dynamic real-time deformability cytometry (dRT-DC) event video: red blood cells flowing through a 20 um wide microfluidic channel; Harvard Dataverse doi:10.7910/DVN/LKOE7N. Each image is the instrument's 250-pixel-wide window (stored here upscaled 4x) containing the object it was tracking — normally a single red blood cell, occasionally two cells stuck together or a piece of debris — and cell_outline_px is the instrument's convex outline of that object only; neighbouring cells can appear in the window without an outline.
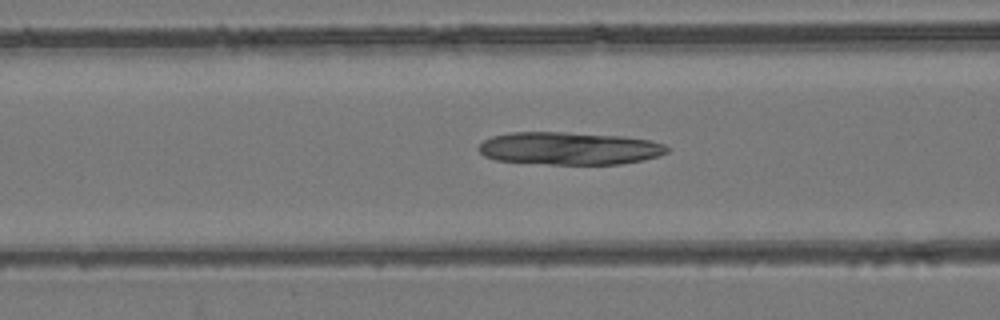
{"species": "common noctule bat (a hibernating species)", "species_latin": "Nyctalus noctula", "temperature_condition": "room temperature", "stored_images_in_passage": 38, "camera_frame_rate_fps": 3000, "um_per_image_px": 0.085, "animal": {"sex": "female", "body_mass_g": 24.6, "forearm_length_mm": 56.2}, "frame": {"image": 1, "passage_image": 6, "time_ms": 1.667, "image_size_px": [1000, 320], "cell_outline_px": [[668, 152], [644, 160], [620, 164], [548, 164], [496, 160], [484, 156], [476, 148], [484, 140], [492, 136], [512, 132], [564, 132], [624, 136], [648, 140], [664, 144], [668, 148]], "centroid_in_image_um": [48.37, 12.61], "position_along_channel_um": 118.2, "area_um2": 35.89}}
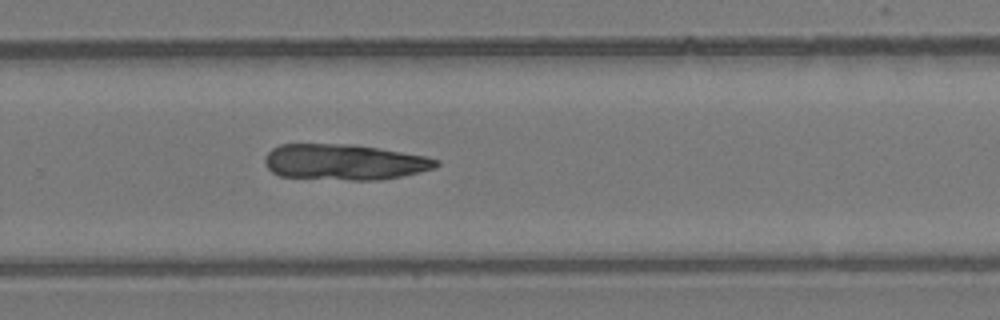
{"frame": {"image": 2, "passage_image": 20, "time_ms": 6.333, "image_size_px": [1000, 320], "cell_outline_px": [[440, 164], [436, 168], [420, 172], [380, 180], [348, 180], [280, 176], [272, 172], [264, 164], [264, 156], [272, 148], [280, 144], [356, 144], [380, 148], [424, 156], [440, 160]], "centroid_in_image_um": [29.26, 13.77], "position_along_channel_um": 300.5, "area_um2": 35.95}}
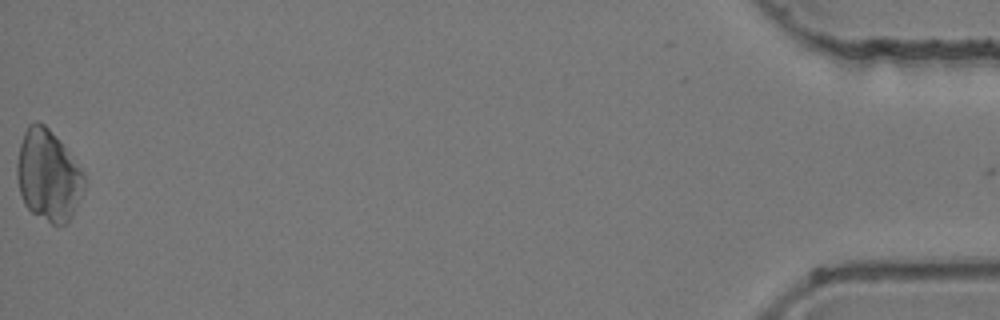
{"frame": {"image": 3, "passage_image": 38, "time_ms": 12.333, "image_size_px": [1000, 320], "cell_outline_px": [[84, 188], [72, 216], [64, 224], [52, 224], [32, 212], [24, 204], [20, 192], [16, 176], [16, 164], [20, 144], [24, 132], [28, 124], [36, 120], [44, 124], [48, 128], [68, 152], [84, 172]], "centroid_in_image_um": [4.07, 14.91], "position_along_channel_um": 431.1, "area_um2": 35.37}}